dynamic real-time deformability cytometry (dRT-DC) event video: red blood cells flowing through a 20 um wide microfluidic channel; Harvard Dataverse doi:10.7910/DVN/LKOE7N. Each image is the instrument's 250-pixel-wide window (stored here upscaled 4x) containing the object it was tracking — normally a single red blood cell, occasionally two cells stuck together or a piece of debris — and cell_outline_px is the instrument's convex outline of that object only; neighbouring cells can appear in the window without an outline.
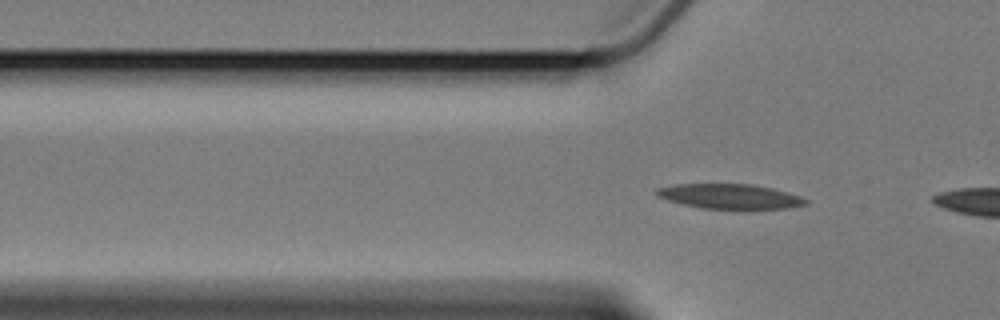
{"species": "Egyptian fruit bat (a non-hibernating species)", "species_latin": "Rousettus aegyptiacus", "temperature_condition": "cold", "stored_images_in_passage": 2, "camera_frame_rate_fps": 3000, "um_per_image_px": 0.085, "animal": {"sex": "female"}, "frame": {"image": 1, "passage_image": 2, "time_ms": 2.333, "image_size_px": [1000, 320], "cell_outline_px": [[808, 200], [804, 204], [784, 208], [748, 212], [744, 212], [700, 208], [668, 200], [660, 196], [656, 192], [656, 188], [676, 184], [752, 184], [772, 188], [788, 192], [800, 196]], "centroid_in_image_um": [62.09, 16.74], "position_along_channel_um": 63.7, "area_um2": 22.31}}